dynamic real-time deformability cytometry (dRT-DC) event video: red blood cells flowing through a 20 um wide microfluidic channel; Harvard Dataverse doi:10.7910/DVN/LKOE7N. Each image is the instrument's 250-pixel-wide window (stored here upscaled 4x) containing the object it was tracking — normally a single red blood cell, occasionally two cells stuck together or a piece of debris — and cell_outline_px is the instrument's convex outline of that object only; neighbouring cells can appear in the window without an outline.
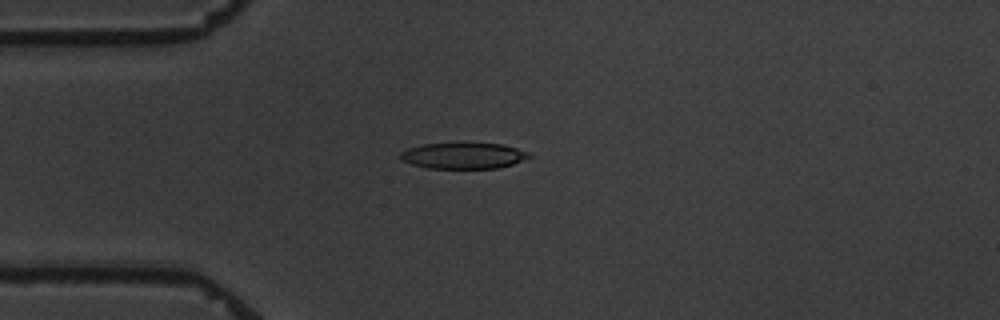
{"species": "common noctule bat (a hibernating species)", "species_latin": "Nyctalus noctula", "temperature_condition": "warm", "stored_images_in_passage": 4, "camera_frame_rate_fps": 3000, "um_per_image_px": 0.085, "animal": {"sex": "male", "body_mass_g": 19.5, "forearm_length_mm": 54.6}, "frame": {"image": 1, "passage_image": 4, "time_ms": 3.667, "image_size_px": [1000, 320], "cell_outline_px": [[532, 156], [512, 164], [500, 168], [428, 168], [412, 164], [400, 160], [400, 152], [408, 148], [420, 144], [460, 140], [464, 140], [500, 144], [516, 148], [528, 152]], "centroid_in_image_um": [39.34, 13.18], "position_along_channel_um": 45.7, "area_um2": 20.46}}